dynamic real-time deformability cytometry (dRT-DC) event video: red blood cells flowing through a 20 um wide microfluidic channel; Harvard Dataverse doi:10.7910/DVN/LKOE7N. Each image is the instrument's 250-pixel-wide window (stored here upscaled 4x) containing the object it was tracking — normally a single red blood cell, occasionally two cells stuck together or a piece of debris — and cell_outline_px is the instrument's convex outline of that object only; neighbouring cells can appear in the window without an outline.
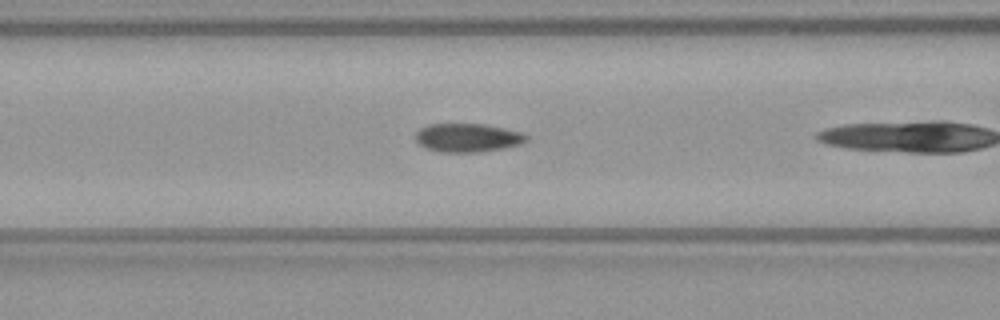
{"species": "common noctule bat (a hibernating species)", "species_latin": "Nyctalus noctula", "temperature_condition": "warm", "stored_images_in_passage": 6, "camera_frame_rate_fps": 3000, "um_per_image_px": 0.085, "animal": {"sex": "female", "body_mass_g": 21.9}, "frame": {"image": 1, "passage_image": 5, "time_ms": 1.333, "image_size_px": [1000, 320], "cell_outline_px": [[528, 140], [520, 144], [504, 148], [476, 152], [440, 152], [424, 148], [416, 140], [416, 132], [420, 128], [428, 124], [484, 124], [504, 128], [520, 132], [528, 136]], "centroid_in_image_um": [39.73, 11.7], "position_along_channel_um": 126.9, "area_um2": 18.44}}